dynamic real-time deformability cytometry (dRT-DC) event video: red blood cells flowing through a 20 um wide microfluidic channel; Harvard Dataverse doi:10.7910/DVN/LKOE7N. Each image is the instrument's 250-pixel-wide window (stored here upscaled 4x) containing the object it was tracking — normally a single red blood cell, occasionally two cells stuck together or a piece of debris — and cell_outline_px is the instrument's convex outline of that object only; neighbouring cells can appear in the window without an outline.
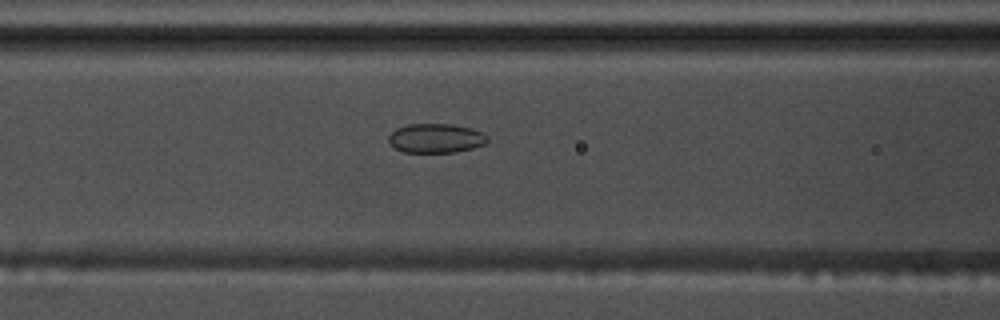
{"species": "common noctule bat (a hibernating species)", "species_latin": "Nyctalus noctula", "temperature_condition": "warm", "stored_images_in_passage": 47, "camera_frame_rate_fps": 3000, "um_per_image_px": 0.085, "animal": {"sex": "male", "body_mass_g": 17.5, "forearm_length_mm": 52.3}, "frame": {"image": 1, "passage_image": 14, "time_ms": 4.333, "image_size_px": [1000, 320], "cell_outline_px": [[488, 140], [484, 144], [472, 148], [456, 152], [404, 152], [396, 148], [388, 140], [388, 136], [396, 128], [408, 124], [452, 124], [472, 128], [488, 136]], "centroid_in_image_um": [37.05, 11.74], "position_along_channel_um": 129.5, "area_um2": 16.76}}
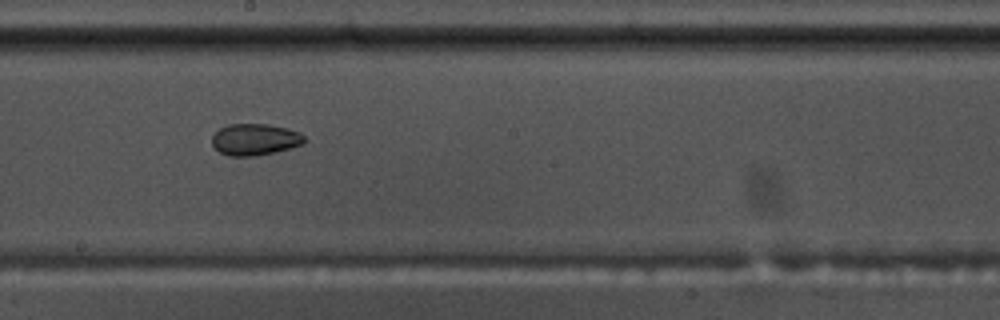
{"frame": {"image": 2, "passage_image": 22, "time_ms": 7.0, "image_size_px": [1000, 320], "cell_outline_px": [[304, 144], [276, 152], [256, 156], [228, 156], [220, 152], [212, 144], [212, 136], [220, 128], [228, 124], [268, 124], [288, 128], [300, 132], [304, 136]], "centroid_in_image_um": [21.68, 11.86], "position_along_channel_um": 226.5, "area_um2": 17.11}}
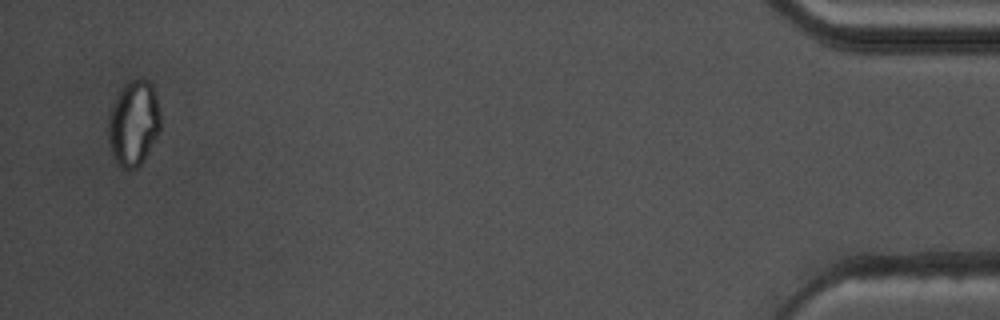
{"frame": {"image": 3, "passage_image": 45, "time_ms": 14.667, "image_size_px": [1000, 320], "cell_outline_px": [[160, 128], [144, 160], [136, 168], [120, 168], [116, 164], [112, 156], [108, 140], [108, 116], [112, 104], [120, 88], [128, 80], [140, 76], [148, 80], [152, 84], [156, 96], [160, 112]], "centroid_in_image_um": [11.33, 10.43], "position_along_channel_um": 423.9, "area_um2": 26.41}, "authors_computed_cell_mechanics": {"area_um2": 18.2648, "velocity_mm_per_s": 3.6533, "shape_relaxation_time_tau1_ms": 10.1888, "shape_relaxation_time_tau2_ms": 4.0614, "deformation_change_tau1": 0.1238, "deformation_change_tau2": 0.0655}}